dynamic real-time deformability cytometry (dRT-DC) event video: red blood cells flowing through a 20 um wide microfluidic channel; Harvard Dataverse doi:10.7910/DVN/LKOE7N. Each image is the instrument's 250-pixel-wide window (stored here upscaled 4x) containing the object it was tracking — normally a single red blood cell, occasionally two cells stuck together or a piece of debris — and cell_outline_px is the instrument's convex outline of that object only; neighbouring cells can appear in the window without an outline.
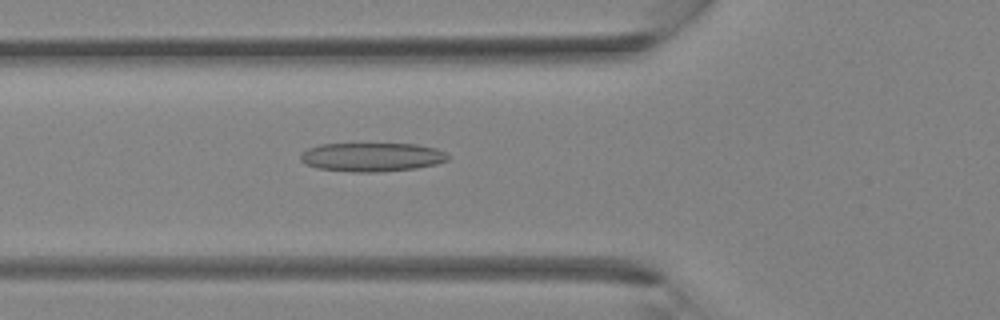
{"species": "Egyptian fruit bat (a non-hibernating species)", "species_latin": "Rousettus aegyptiacus", "temperature_condition": "room temperature", "stored_images_in_passage": 33, "camera_frame_rate_fps": 3000, "um_per_image_px": 0.085, "animal": {"sex": "female"}, "frame": {"image": 1, "passage_image": 9, "time_ms": 2.667, "image_size_px": [1000, 320], "cell_outline_px": [[448, 160], [436, 164], [416, 168], [376, 172], [356, 172], [316, 168], [304, 164], [300, 160], [300, 152], [308, 148], [324, 144], [416, 144], [436, 148], [444, 152], [448, 156]], "centroid_in_image_um": [31.57, 13.35], "position_along_channel_um": 94.2, "area_um2": 24.74}}
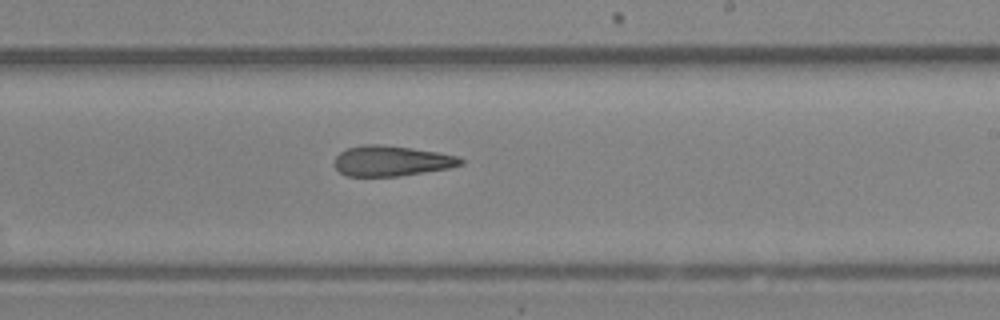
{"frame": {"image": 2, "passage_image": 18, "time_ms": 5.667, "image_size_px": [1000, 320], "cell_outline_px": [[464, 164], [448, 168], [400, 176], [348, 176], [340, 172], [332, 164], [336, 156], [340, 152], [348, 148], [364, 144], [380, 144], [412, 148], [460, 156], [464, 160]], "centroid_in_image_um": [33.27, 13.67], "position_along_channel_um": 255.7, "area_um2": 22.43}}
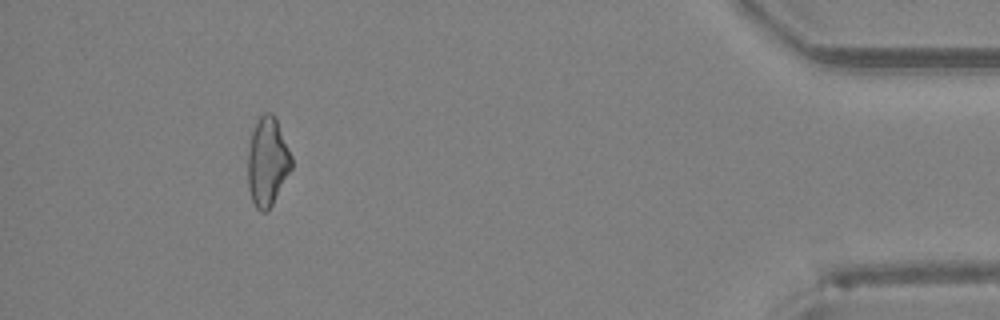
{"frame": {"image": 3, "passage_image": 30, "time_ms": 9.667, "image_size_px": [1000, 320], "cell_outline_px": [[292, 168], [268, 212], [260, 212], [256, 208], [252, 200], [248, 188], [248, 148], [252, 132], [260, 116], [264, 112], [272, 112], [276, 116], [292, 156]], "centroid_in_image_um": [22.74, 13.74], "position_along_channel_um": 412.5, "area_um2": 22.77}}